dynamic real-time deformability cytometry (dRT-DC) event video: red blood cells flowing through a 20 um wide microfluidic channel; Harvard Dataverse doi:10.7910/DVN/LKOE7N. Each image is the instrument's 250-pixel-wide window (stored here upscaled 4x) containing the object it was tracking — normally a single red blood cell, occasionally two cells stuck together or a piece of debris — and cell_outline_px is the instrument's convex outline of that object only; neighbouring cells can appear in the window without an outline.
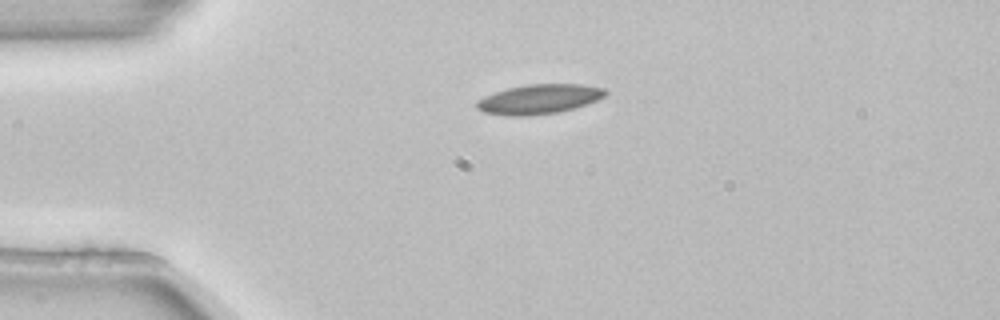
{"species": "common noctule bat (a hibernating species)", "species_latin": "Nyctalus noctula", "temperature_condition": "room temperature", "stored_images_in_passage": 4, "camera_frame_rate_fps": 3000, "um_per_image_px": 0.085, "animal": {"sex": "female", "body_mass_g": 22.7, "forearm_length_mm": 54.2}, "frame": {"image": 1, "passage_image": 4, "time_ms": 1.0, "image_size_px": [1000, 320], "cell_outline_px": [[608, 92], [604, 96], [596, 100], [560, 112], [532, 116], [512, 116], [484, 112], [476, 108], [476, 100], [484, 96], [508, 88], [528, 84], [580, 84], [604, 88]], "centroid_in_image_um": [45.79, 8.43], "position_along_channel_um": 39.2, "area_um2": 22.08}}